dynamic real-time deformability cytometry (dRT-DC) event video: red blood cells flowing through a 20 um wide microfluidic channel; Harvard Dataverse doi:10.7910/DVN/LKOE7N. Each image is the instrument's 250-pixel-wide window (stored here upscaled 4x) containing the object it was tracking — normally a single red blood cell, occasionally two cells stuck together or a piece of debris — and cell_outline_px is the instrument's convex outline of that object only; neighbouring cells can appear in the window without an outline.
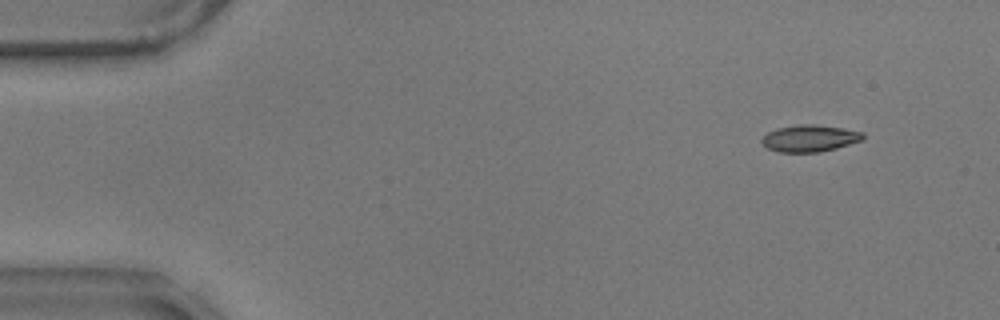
{"species": "common noctule bat (a hibernating species)", "species_latin": "Nyctalus noctula", "temperature_condition": "warm", "stored_images_in_passage": 53, "camera_frame_rate_fps": 3000, "um_per_image_px": 0.085, "animal": {"sex": "male", "body_mass_g": 17.9}, "frame": {"image": 1, "passage_image": 1, "time_ms": 0.0, "image_size_px": [1000, 320], "cell_outline_px": [[864, 136], [860, 140], [836, 148], [820, 152], [780, 152], [768, 148], [760, 140], [768, 132], [776, 128], [796, 124], [812, 124], [840, 128], [864, 132]], "centroid_in_image_um": [68.79, 11.75], "position_along_channel_um": 16.2, "area_um2": 15.61}}
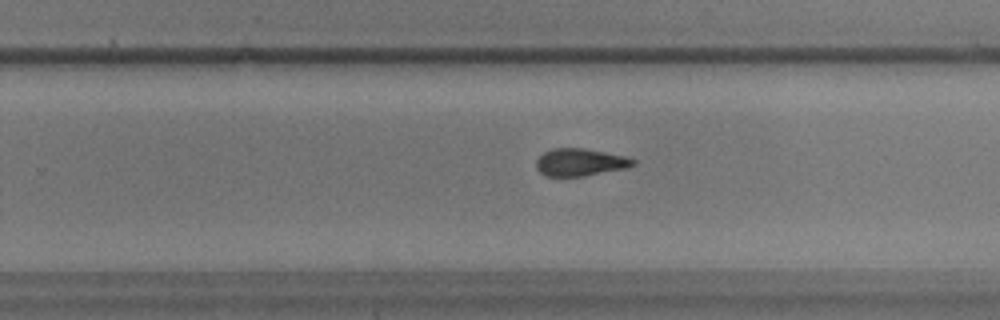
{"frame": {"image": 2, "passage_image": 32, "time_ms": 10.333, "image_size_px": [1000, 320], "cell_outline_px": [[636, 164], [628, 168], [584, 176], [544, 176], [536, 168], [536, 160], [544, 152], [552, 148], [584, 148], [624, 156], [636, 160]], "centroid_in_image_um": [49.31, 13.8], "position_along_channel_um": 280.5, "area_um2": 15.55}}
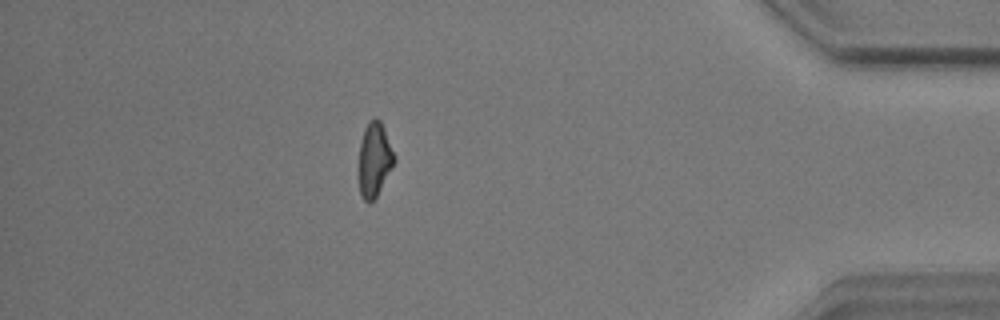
{"frame": {"image": 3, "passage_image": 46, "time_ms": 15.0, "image_size_px": [1000, 320], "cell_outline_px": [[396, 160], [376, 196], [368, 204], [364, 200], [360, 192], [356, 172], [360, 144], [364, 128], [368, 120], [372, 116], [376, 116], [380, 120], [384, 128], [396, 156]], "centroid_in_image_um": [31.79, 13.53], "position_along_channel_um": 403.4, "area_um2": 15.9}, "authors_computed_cell_mechanics": {"area_um2": 15.9528, "velocity_mm_per_s": 3.5457, "shape_relaxation_time_tau1_ms": null, "shape_relaxation_time_tau2_ms": 4.0755, "deformation_change_tau1": null, "deformation_change_tau2": 0.0977}}